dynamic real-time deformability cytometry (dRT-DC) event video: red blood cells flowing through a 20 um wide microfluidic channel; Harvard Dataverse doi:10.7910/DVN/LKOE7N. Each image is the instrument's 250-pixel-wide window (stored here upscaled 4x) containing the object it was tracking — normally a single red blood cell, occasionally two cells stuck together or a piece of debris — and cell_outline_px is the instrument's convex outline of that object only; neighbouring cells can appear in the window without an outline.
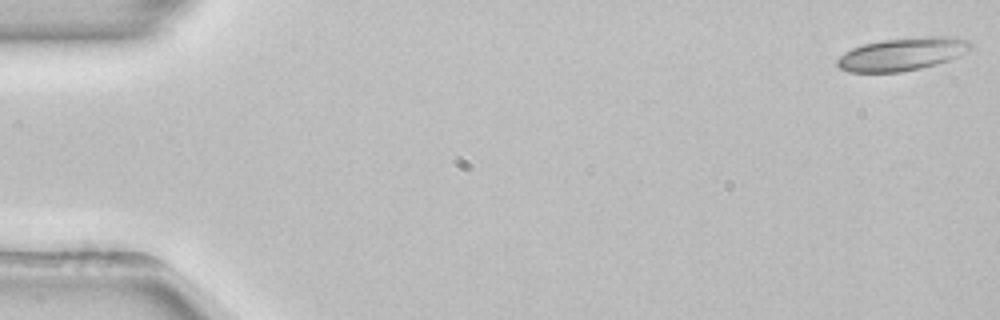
{"species": "common noctule bat (a hibernating species)", "species_latin": "Nyctalus noctula", "temperature_condition": "room temperature", "stored_images_in_passage": 53, "camera_frame_rate_fps": 3000, "um_per_image_px": 0.085, "animal": {"sex": "female", "body_mass_g": 22.7, "forearm_length_mm": 54.2}, "frame": {"image": 1, "passage_image": 1, "time_ms": 0.0, "image_size_px": [1000, 320], "cell_outline_px": [[972, 48], [968, 52], [948, 60], [936, 64], [920, 68], [900, 72], [848, 72], [840, 68], [836, 64], [836, 60], [844, 52], [852, 48], [864, 44], [880, 40], [928, 36], [956, 36], [968, 40], [972, 44]], "centroid_in_image_um": [76.72, 4.59], "position_along_channel_um": 8.3, "area_um2": 25.72}}
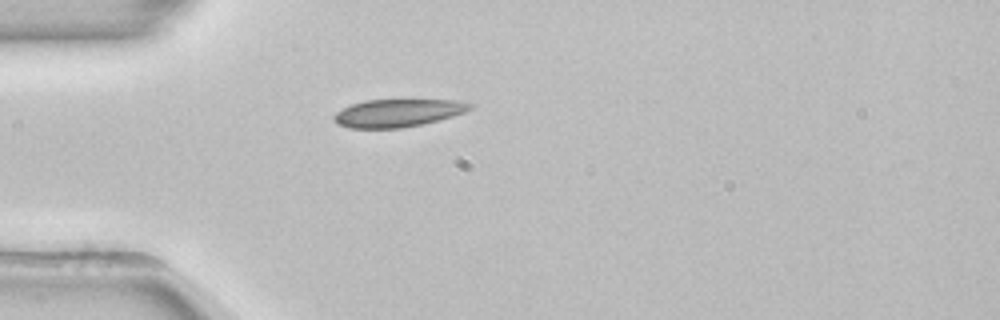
{"frame": {"image": 2, "passage_image": 15, "time_ms": 4.667, "image_size_px": [1000, 320], "cell_outline_px": [[472, 108], [464, 112], [452, 116], [420, 124], [400, 128], [348, 128], [336, 124], [332, 120], [332, 116], [336, 112], [352, 104], [364, 100], [456, 100], [472, 104]], "centroid_in_image_um": [33.74, 9.6], "position_along_channel_um": 51.3, "area_um2": 21.85}, "authors_computed_cell_mechanics": {"area_um2": 22.3108, "velocity_mm_per_s": 3.8181, "shape_relaxation_time_tau1_ms": 5.8584, "shape_relaxation_time_tau2_ms": null, "deformation_change_tau1": 0.0457, "deformation_change_tau2": null}}